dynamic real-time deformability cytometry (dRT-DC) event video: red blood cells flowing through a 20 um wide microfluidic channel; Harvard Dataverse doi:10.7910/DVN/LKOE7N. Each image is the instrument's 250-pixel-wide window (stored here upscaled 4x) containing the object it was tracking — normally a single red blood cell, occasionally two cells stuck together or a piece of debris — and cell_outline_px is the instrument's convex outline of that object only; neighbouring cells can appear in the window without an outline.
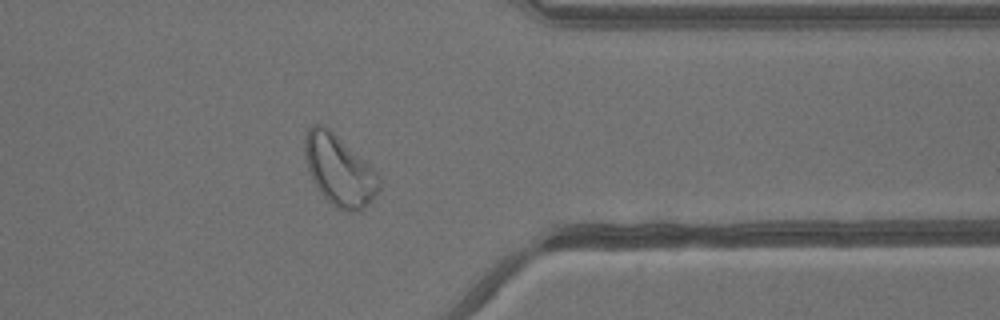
{"species": "common noctule bat (a hibernating species)", "species_latin": "Nyctalus noctula", "temperature_condition": "warm", "stored_images_in_passage": 39, "camera_frame_rate_fps": 3000, "um_per_image_px": 0.085, "animal": {"sex": "male", "body_mass_g": 13.3}, "frame": {"image": 1, "passage_image": 33, "time_ms": 10.667, "image_size_px": [1000, 320], "cell_outline_px": [[380, 192], [364, 208], [356, 212], [348, 212], [332, 204], [320, 192], [308, 168], [304, 156], [304, 136], [308, 128], [312, 124], [324, 124], [372, 168], [380, 176]], "centroid_in_image_um": [28.84, 14.47], "position_along_channel_um": 382.6, "area_um2": 30.23}}